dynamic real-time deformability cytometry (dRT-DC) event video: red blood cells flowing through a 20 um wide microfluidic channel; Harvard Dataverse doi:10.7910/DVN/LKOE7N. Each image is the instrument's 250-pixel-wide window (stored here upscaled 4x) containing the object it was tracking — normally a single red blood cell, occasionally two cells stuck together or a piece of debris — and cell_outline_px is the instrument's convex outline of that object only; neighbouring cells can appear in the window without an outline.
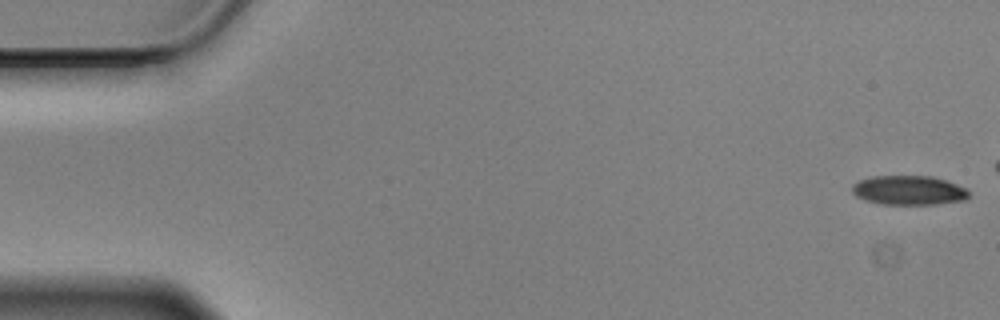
{"species": "Egyptian fruit bat (a non-hibernating species)", "species_latin": "Rousettus aegyptiacus", "temperature_condition": "cold", "stored_images_in_passage": 50, "camera_frame_rate_fps": 3000, "um_per_image_px": 0.085, "animal": {"sex": "male"}, "frame": {"image": 1, "passage_image": 1, "time_ms": 0.0, "image_size_px": [1000, 320], "cell_outline_px": [[968, 196], [964, 200], [936, 204], [884, 204], [864, 200], [856, 196], [852, 192], [852, 184], [860, 180], [872, 176], [932, 176], [968, 188]], "centroid_in_image_um": [77.23, 16.17], "position_along_channel_um": 7.8, "area_um2": 19.88}}
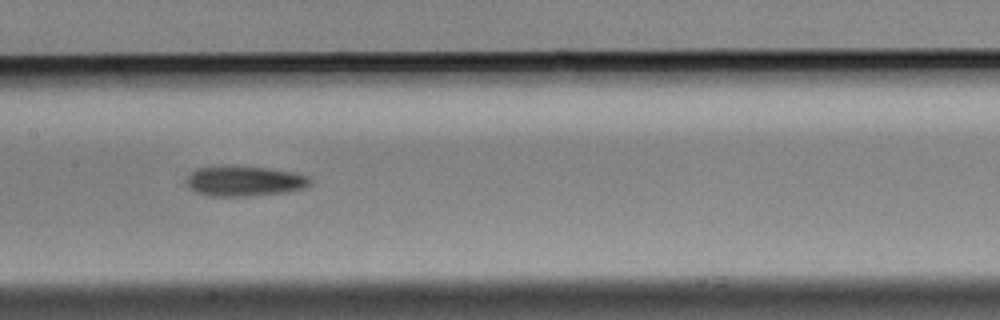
{"frame": {"image": 2, "passage_image": 28, "time_ms": 9.0, "image_size_px": [1000, 320], "cell_outline_px": [[312, 184], [304, 188], [284, 192], [252, 196], [212, 196], [196, 192], [188, 188], [188, 176], [196, 168], [272, 168], [292, 172], [308, 176], [312, 180]], "centroid_in_image_um": [20.84, 15.43], "position_along_channel_um": 186.6, "area_um2": 21.1}}
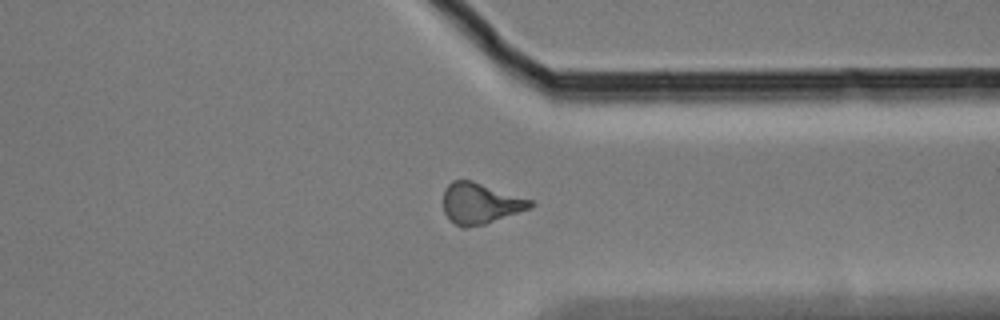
{"frame": {"image": 3, "passage_image": 44, "time_ms": 14.333, "image_size_px": [1000, 320], "cell_outline_px": [[536, 204], [532, 208], [484, 224], [468, 228], [460, 228], [448, 220], [444, 212], [444, 188], [452, 180], [472, 180], [532, 200]], "centroid_in_image_um": [40.81, 17.3], "position_along_channel_um": 370.6, "area_um2": 20.98}, "authors_computed_cell_mechanics": {"area_um2": 20.8947, "velocity_mm_per_s": 3.4861, "shape_relaxation_time_tau1_ms": 6.1445, "shape_relaxation_time_tau2_ms": 8.3964, "deformation_change_tau1": 0.155, "deformation_change_tau2": 0.208}}